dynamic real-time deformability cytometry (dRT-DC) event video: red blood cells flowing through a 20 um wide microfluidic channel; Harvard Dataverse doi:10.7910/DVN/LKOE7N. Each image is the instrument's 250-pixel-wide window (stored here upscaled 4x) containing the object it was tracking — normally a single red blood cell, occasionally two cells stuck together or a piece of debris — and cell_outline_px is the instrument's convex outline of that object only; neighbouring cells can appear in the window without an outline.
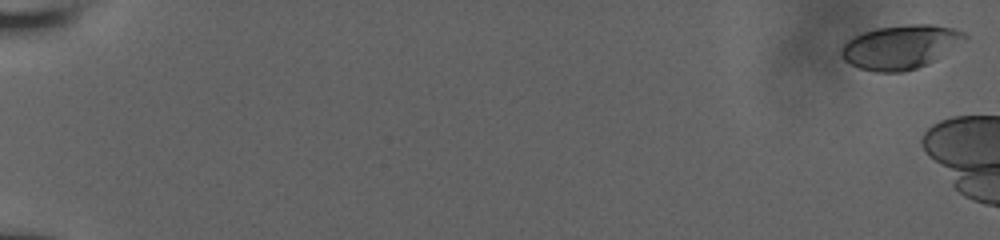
{"species": "human", "species_latin": "Homo sapiens", "temperature_condition": "room temperature", "stored_images_in_passage": 40, "camera_frame_rate_fps": 3000, "um_per_image_px": 0.085, "donor": {"sex": "male"}, "frame": {"image": 1, "passage_image": 1, "time_ms": 0.0, "image_size_px": [1000, 240], "cell_outline_px": [[968, 36], [936, 60], [928, 64], [916, 68], [900, 72], [876, 72], [860, 68], [844, 60], [840, 56], [840, 48], [852, 36], [876, 28], [908, 24], [932, 24], [952, 28], [964, 32]], "centroid_in_image_um": [76.5, 3.99], "position_along_channel_um": 8.5, "area_um2": 31.44}}
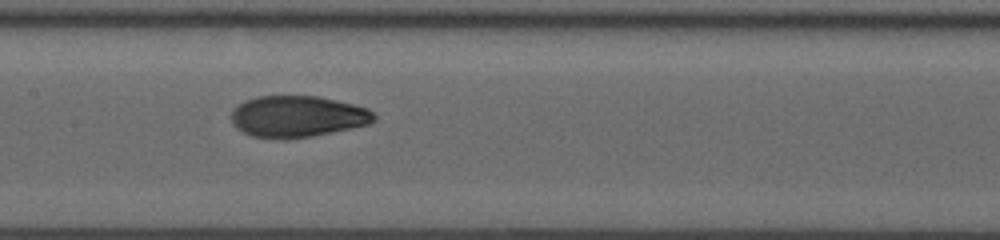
{"frame": {"image": 2, "passage_image": 23, "time_ms": 10.0, "image_size_px": [1000, 240], "cell_outline_px": [[376, 120], [368, 124], [312, 136], [280, 140], [252, 136], [236, 128], [232, 124], [232, 108], [236, 104], [244, 100], [256, 96], [320, 96], [368, 108], [376, 116]], "centroid_in_image_um": [25.24, 9.9], "position_along_channel_um": 182.2, "area_um2": 34.68}}
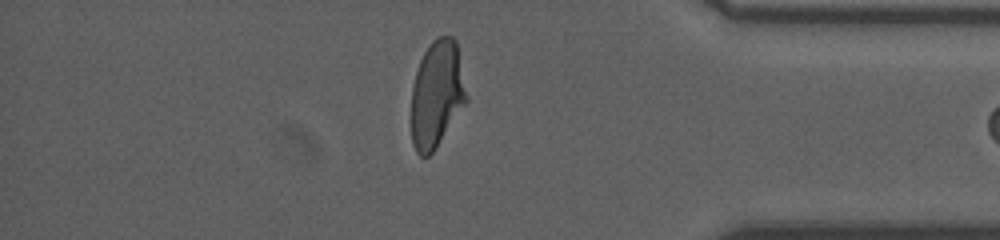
{"frame": {"image": 3, "passage_image": 38, "time_ms": 16.0, "image_size_px": [1000, 240], "cell_outline_px": [[468, 100], [432, 152], [428, 156], [420, 156], [416, 152], [412, 144], [412, 84], [420, 60], [424, 52], [432, 40], [436, 36], [452, 36], [456, 40], [468, 96]], "centroid_in_image_um": [37.13, 7.97], "position_along_channel_um": 398.1, "area_um2": 34.28}}